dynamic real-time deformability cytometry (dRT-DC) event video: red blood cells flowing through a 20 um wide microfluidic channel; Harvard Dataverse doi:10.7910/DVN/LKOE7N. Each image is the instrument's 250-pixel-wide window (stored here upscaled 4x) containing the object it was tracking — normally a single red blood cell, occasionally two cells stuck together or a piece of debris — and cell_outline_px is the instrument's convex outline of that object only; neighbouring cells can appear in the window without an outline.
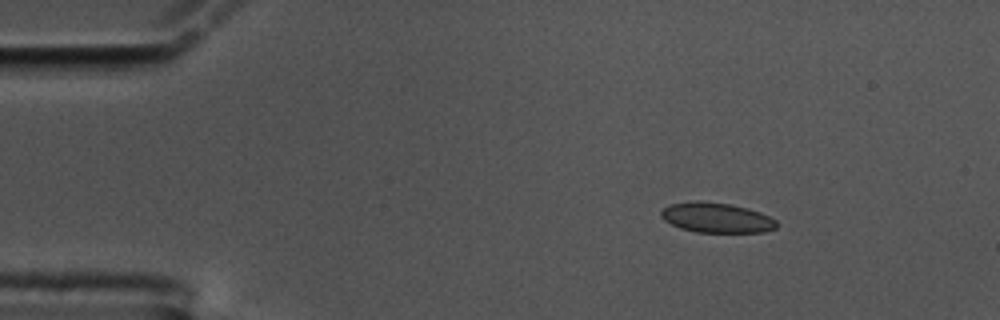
{"species": "common noctule bat (a hibernating species)", "species_latin": "Nyctalus noctula", "temperature_condition": "cold", "stored_images_in_passage": 51, "camera_frame_rate_fps": 3000, "um_per_image_px": 0.085, "animal": {"sex": "male", "body_mass_g": 17.5, "forearm_length_mm": 52.3}, "frame": {"image": 1, "passage_image": 1, "time_ms": 0.0, "image_size_px": [1000, 320], "cell_outline_px": [[776, 228], [764, 232], [696, 232], [680, 228], [664, 220], [660, 216], [660, 212], [664, 208], [672, 204], [692, 200], [700, 200], [728, 204], [748, 208], [760, 212], [776, 220]], "centroid_in_image_um": [60.89, 18.5], "position_along_channel_um": 24.1, "area_um2": 20.17}}
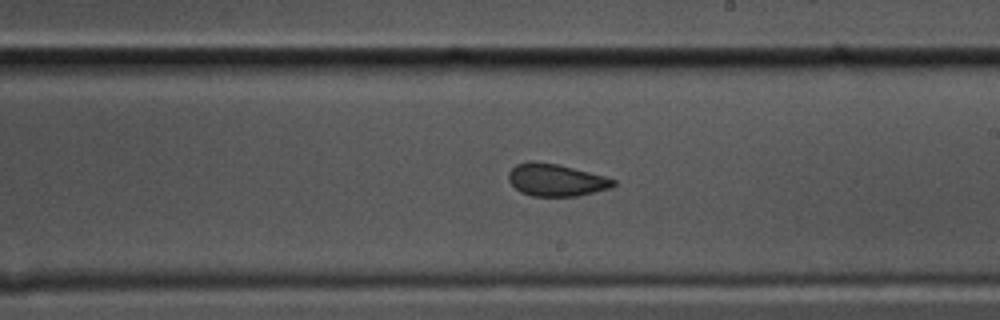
{"frame": {"image": 2, "passage_image": 26, "time_ms": 8.333, "image_size_px": [1000, 320], "cell_outline_px": [[616, 184], [612, 188], [576, 196], [532, 196], [520, 192], [508, 180], [508, 172], [516, 164], [532, 160], [556, 164], [604, 176], [616, 180]], "centroid_in_image_um": [47.24, 15.3], "position_along_channel_um": 241.8, "area_um2": 19.65}}
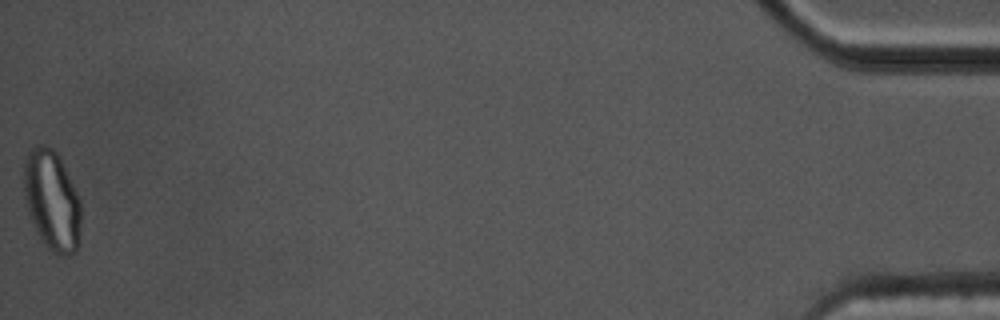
{"frame": {"image": 3, "passage_image": 51, "time_ms": 16.667, "image_size_px": [1000, 320], "cell_outline_px": [[80, 244], [76, 252], [68, 256], [64, 256], [52, 252], [40, 240], [36, 232], [28, 212], [24, 196], [24, 160], [28, 152], [36, 144], [44, 144], [52, 148], [60, 156], [80, 200]], "centroid_in_image_um": [4.41, 17.05], "position_along_channel_um": 430.8, "area_um2": 33.81}, "authors_computed_cell_mechanics": {"area_um2": 20.6346, "velocity_mm_per_s": 3.4358, "shape_relaxation_time_tau1_ms": null, "shape_relaxation_time_tau2_ms": 0.8491, "deformation_change_tau1": null, "deformation_change_tau2": 0.0391}}